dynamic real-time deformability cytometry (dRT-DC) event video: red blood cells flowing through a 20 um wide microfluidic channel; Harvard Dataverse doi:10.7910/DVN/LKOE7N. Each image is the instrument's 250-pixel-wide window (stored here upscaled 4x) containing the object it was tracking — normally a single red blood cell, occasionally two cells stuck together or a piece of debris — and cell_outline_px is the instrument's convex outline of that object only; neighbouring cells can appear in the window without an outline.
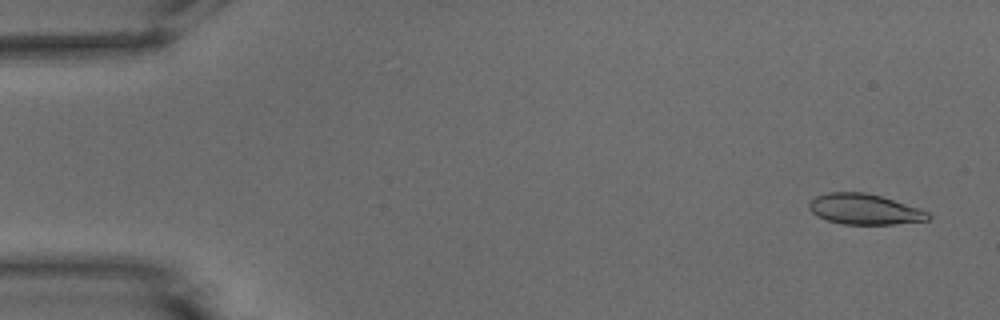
{"species": "common noctule bat (a hibernating species)", "species_latin": "Nyctalus noctula", "temperature_condition": "warm", "stored_images_in_passage": 8, "camera_frame_rate_fps": 3000, "um_per_image_px": 0.085, "animal": {"sex": "male", "body_mass_g": 15.6}, "frame": {"image": 1, "passage_image": 3, "time_ms": 0.667, "image_size_px": [1000, 320], "cell_outline_px": [[932, 216], [928, 220], [892, 224], [844, 224], [828, 220], [816, 216], [808, 208], [808, 204], [816, 196], [828, 192], [864, 192], [880, 196], [920, 208], [928, 212]], "centroid_in_image_um": [73.47, 17.78], "position_along_channel_um": 11.5, "area_um2": 21.1}}